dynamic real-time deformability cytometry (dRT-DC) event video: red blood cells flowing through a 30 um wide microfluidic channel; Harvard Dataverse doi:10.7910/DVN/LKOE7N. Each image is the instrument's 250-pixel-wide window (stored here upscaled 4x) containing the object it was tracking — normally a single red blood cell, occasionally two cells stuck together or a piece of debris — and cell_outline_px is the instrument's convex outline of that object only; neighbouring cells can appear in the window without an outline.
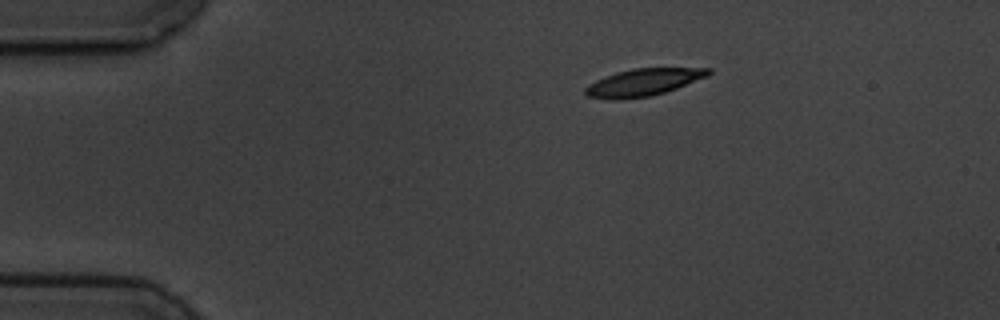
{"species": "common noctule bat (a hibernating species)", "species_latin": "Nyctalus noctula", "temperature_condition": "cold", "stored_images_in_passage": 5, "camera_frame_rate_fps": 3000, "um_per_image_px": 0.085, "animal": {"sex": "male", "body_mass_g": 19.5, "forearm_length_mm": 54.6}, "frame": {"image": 1, "passage_image": 1, "time_ms": 0.0, "image_size_px": [1000, 320], "cell_outline_px": [[712, 72], [708, 76], [676, 88], [652, 96], [620, 100], [612, 100], [588, 96], [584, 92], [584, 88], [588, 84], [596, 80], [616, 72], [632, 68], [712, 68]], "centroid_in_image_um": [54.66, 7.0], "position_along_channel_um": 30.3, "area_um2": 19.59}}
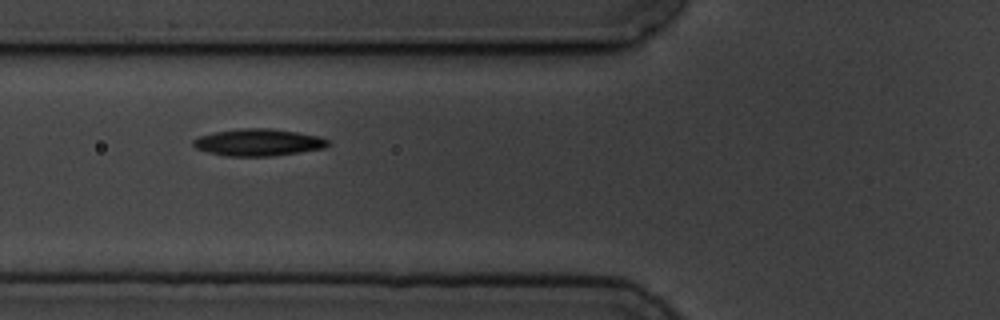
{"frame": {"image": 2, "passage_image": 4, "time_ms": 3.667, "image_size_px": [1000, 320], "cell_outline_px": [[332, 144], [324, 148], [300, 152], [272, 156], [228, 156], [208, 152], [196, 148], [192, 144], [192, 140], [200, 136], [212, 132], [240, 128], [272, 128], [320, 136], [328, 140]], "centroid_in_image_um": [21.97, 12.09], "position_along_channel_um": 103.8, "area_um2": 21.33}}
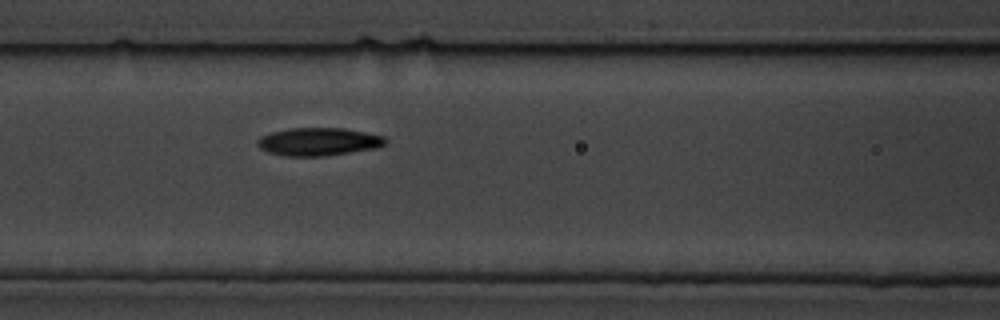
{"frame": {"image": 3, "passage_image": 5, "time_ms": 4.667, "image_size_px": [1000, 320], "cell_outline_px": [[388, 144], [376, 148], [324, 156], [284, 156], [268, 152], [260, 148], [256, 144], [256, 140], [260, 136], [272, 132], [288, 128], [344, 128], [384, 136], [388, 140]], "centroid_in_image_um": [27.07, 12.04], "position_along_channel_um": 139.5, "area_um2": 20.98}}